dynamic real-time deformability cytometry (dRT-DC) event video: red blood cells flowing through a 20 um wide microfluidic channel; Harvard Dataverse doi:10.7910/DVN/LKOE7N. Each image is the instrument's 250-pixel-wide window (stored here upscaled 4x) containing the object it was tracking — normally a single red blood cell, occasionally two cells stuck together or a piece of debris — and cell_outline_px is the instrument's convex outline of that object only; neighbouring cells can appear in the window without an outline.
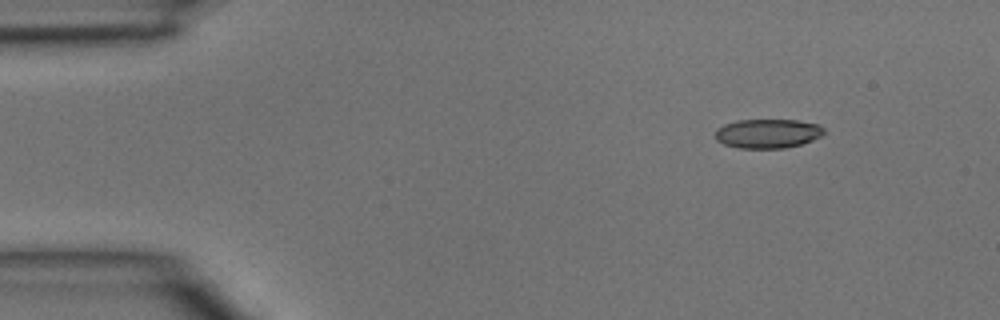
{"species": "common noctule bat (a hibernating species)", "species_latin": "Nyctalus noctula", "temperature_condition": "room temperature", "stored_images_in_passage": 3, "camera_frame_rate_fps": 3000, "um_per_image_px": 0.085, "animal": {"sex": "male", "body_mass_g": 15.6}, "frame": {"image": 1, "passage_image": 1, "time_ms": 0.0, "image_size_px": [1000, 320], "cell_outline_px": [[824, 132], [820, 136], [812, 140], [800, 144], [784, 148], [740, 148], [724, 144], [716, 140], [716, 128], [724, 124], [736, 120], [796, 120], [820, 124], [824, 128]], "centroid_in_image_um": [65.25, 11.34], "position_along_channel_um": 19.8, "area_um2": 18.5}}
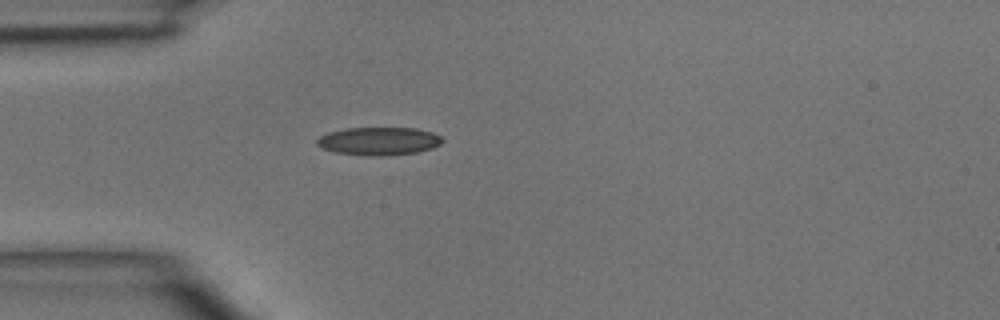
{"frame": {"image": 2, "passage_image": 3, "time_ms": 0.667, "image_size_px": [1000, 320], "cell_outline_px": [[444, 140], [440, 144], [432, 148], [416, 152], [380, 156], [364, 156], [336, 152], [324, 148], [316, 144], [316, 140], [320, 136], [328, 132], [344, 128], [416, 128], [432, 132], [440, 136]], "centroid_in_image_um": [32.19, 11.99], "position_along_channel_um": 52.8, "area_um2": 20.46}}